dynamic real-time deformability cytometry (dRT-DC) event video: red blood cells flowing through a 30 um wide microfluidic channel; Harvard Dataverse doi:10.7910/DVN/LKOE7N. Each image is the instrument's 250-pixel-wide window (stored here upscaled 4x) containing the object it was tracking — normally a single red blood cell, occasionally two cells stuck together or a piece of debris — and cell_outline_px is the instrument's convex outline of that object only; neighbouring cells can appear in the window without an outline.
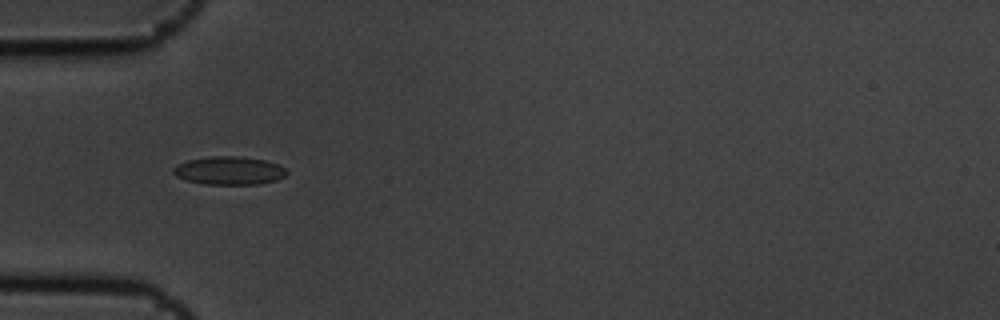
{"species": "common noctule bat (a hibernating species)", "species_latin": "Nyctalus noctula", "temperature_condition": "cold", "stored_images_in_passage": 9, "camera_frame_rate_fps": 3000, "um_per_image_px": 0.085, "animal": {"sex": "male", "body_mass_g": 19.5, "forearm_length_mm": 54.6}, "frame": {"image": 1, "passage_image": 3, "time_ms": 0.667, "image_size_px": [1000, 320], "cell_outline_px": [[288, 172], [284, 176], [276, 180], [260, 184], [204, 184], [188, 180], [176, 176], [172, 172], [172, 168], [176, 164], [188, 160], [208, 156], [240, 156], [264, 160], [276, 164], [284, 168]], "centroid_in_image_um": [19.44, 14.49], "position_along_channel_um": 65.6, "area_um2": 18.61}}
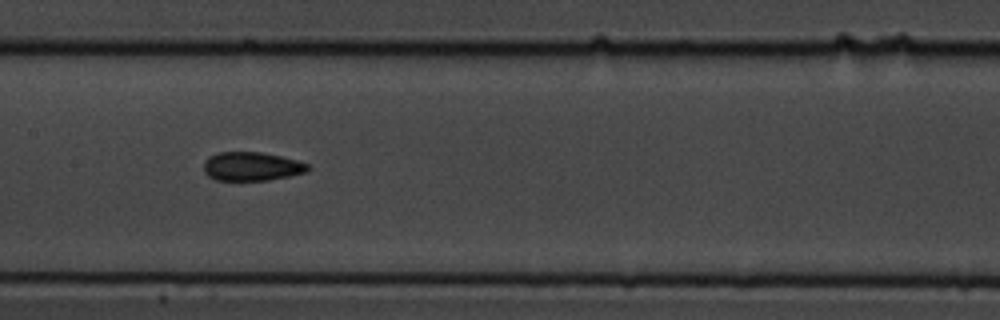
{"frame": {"image": 2, "passage_image": 6, "time_ms": 1.667, "image_size_px": [1000, 320], "cell_outline_px": [[312, 168], [308, 172], [268, 180], [216, 180], [208, 176], [204, 172], [204, 160], [208, 156], [216, 152], [260, 152], [280, 156], [296, 160], [308, 164]], "centroid_in_image_um": [21.38, 14.14], "position_along_channel_um": 186.0, "area_um2": 17.57}}
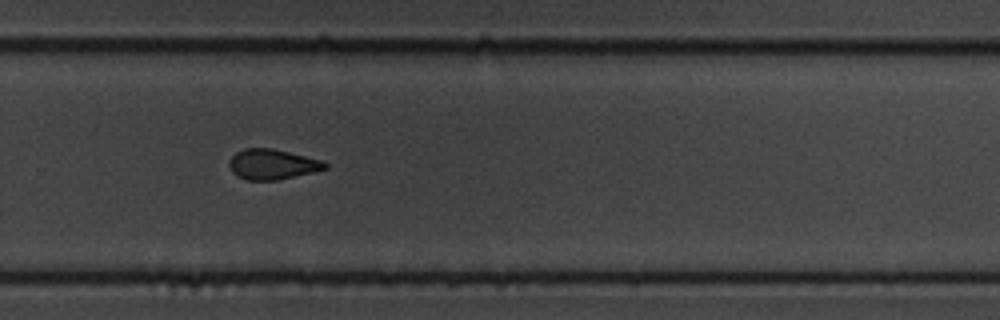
{"frame": {"image": 3, "passage_image": 9, "time_ms": 2.667, "image_size_px": [1000, 320], "cell_outline_px": [[328, 168], [280, 180], [248, 180], [236, 176], [232, 172], [228, 164], [228, 160], [236, 152], [244, 148], [272, 148], [320, 160], [328, 164]], "centroid_in_image_um": [23.1, 13.97], "position_along_channel_um": 306.7, "area_um2": 16.88}}